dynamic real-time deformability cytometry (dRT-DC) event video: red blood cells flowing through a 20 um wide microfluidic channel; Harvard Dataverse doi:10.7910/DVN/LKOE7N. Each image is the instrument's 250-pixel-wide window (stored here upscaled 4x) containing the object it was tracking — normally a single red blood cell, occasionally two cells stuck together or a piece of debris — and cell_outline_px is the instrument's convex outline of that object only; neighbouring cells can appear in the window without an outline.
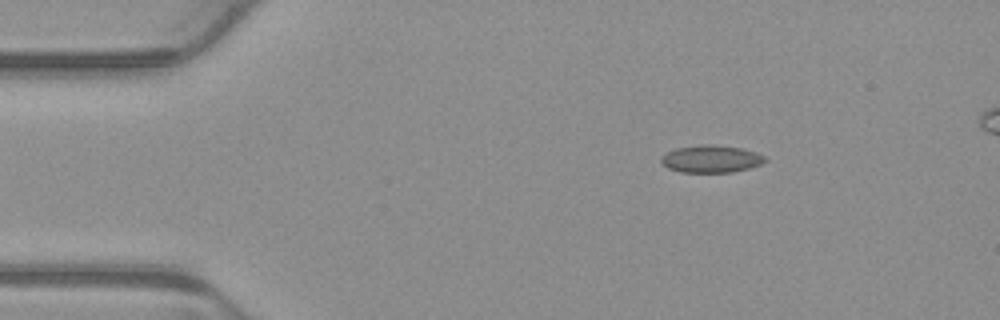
{"species": "common noctule bat (a hibernating species)", "species_latin": "Nyctalus noctula", "temperature_condition": "warm", "stored_images_in_passage": 3, "camera_frame_rate_fps": 3000, "um_per_image_px": 0.085, "animal": {"sex": "male", "body_mass_g": 23.1, "forearm_length_mm": 52.7}, "frame": {"image": 1, "passage_image": 1, "time_ms": 0.0, "image_size_px": [1000, 320], "cell_outline_px": [[768, 160], [760, 164], [748, 168], [732, 172], [680, 172], [668, 168], [660, 160], [668, 152], [676, 148], [704, 144], [708, 144], [740, 148], [756, 152], [764, 156]], "centroid_in_image_um": [60.46, 13.51], "position_along_channel_um": 24.5, "area_um2": 16.3}}